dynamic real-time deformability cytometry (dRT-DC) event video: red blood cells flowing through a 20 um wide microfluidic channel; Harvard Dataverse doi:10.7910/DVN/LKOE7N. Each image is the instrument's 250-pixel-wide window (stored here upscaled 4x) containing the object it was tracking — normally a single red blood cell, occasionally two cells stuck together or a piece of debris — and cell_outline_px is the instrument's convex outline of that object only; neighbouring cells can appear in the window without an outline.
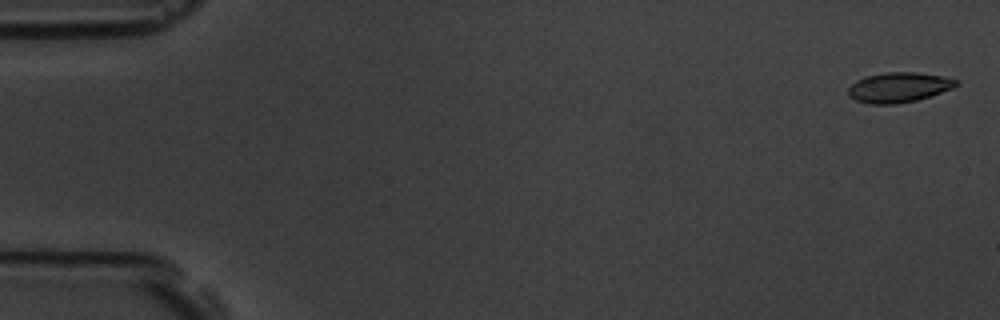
{"species": "common noctule bat (a hibernating species)", "species_latin": "Nyctalus noctula", "temperature_condition": "room temperature", "stored_images_in_passage": 15, "camera_frame_rate_fps": 3000, "um_per_image_px": 0.085, "animal": {"sex": "male", "body_mass_g": 19.5, "forearm_length_mm": 54.6}, "frame": {"image": 1, "passage_image": 1, "time_ms": 0.0, "image_size_px": [1000, 320], "cell_outline_px": [[960, 84], [952, 88], [916, 100], [896, 104], [872, 104], [856, 100], [848, 96], [848, 88], [856, 80], [864, 76], [888, 72], [916, 72], [940, 76], [956, 80]], "centroid_in_image_um": [76.34, 7.42], "position_along_channel_um": 8.7, "area_um2": 18.67}}
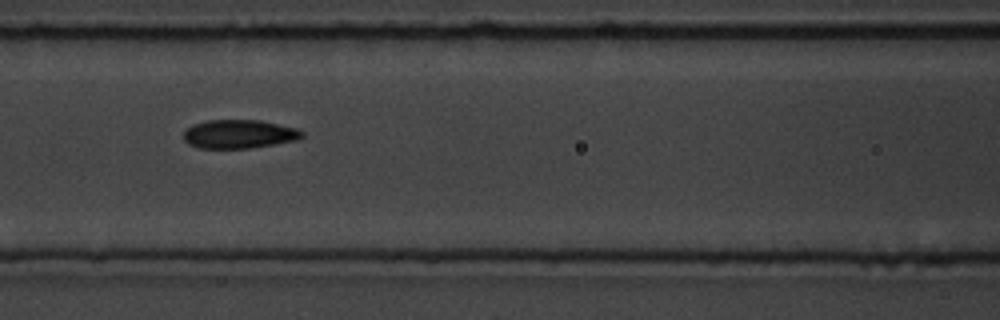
{"frame": {"image": 2, "passage_image": 7, "time_ms": 7.667, "image_size_px": [1000, 320], "cell_outline_px": [[304, 136], [296, 140], [248, 148], [196, 148], [188, 144], [184, 140], [184, 132], [192, 124], [208, 120], [260, 120], [296, 128], [304, 132]], "centroid_in_image_um": [20.29, 11.39], "position_along_channel_um": 146.3, "area_um2": 19.71}}
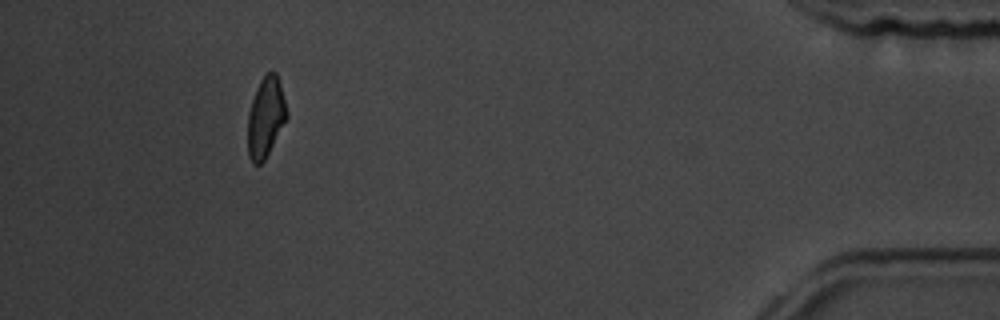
{"frame": {"image": 3, "passage_image": 14, "time_ms": 16.667, "image_size_px": [1000, 320], "cell_outline_px": [[288, 116], [264, 160], [260, 164], [252, 164], [248, 156], [248, 112], [256, 88], [260, 80], [272, 68], [276, 72], [280, 84], [288, 112]], "centroid_in_image_um": [22.57, 9.94], "position_along_channel_um": 412.6, "area_um2": 18.15}, "authors_computed_cell_mechanics": {"area_um2": 19.652, "velocity_mm_per_s": 3.658, "shape_relaxation_time_tau1_ms": 4.708, "shape_relaxation_time_tau2_ms": 2.1342, "deformation_change_tau1": 0.1108, "deformation_change_tau2": 0.0547}}